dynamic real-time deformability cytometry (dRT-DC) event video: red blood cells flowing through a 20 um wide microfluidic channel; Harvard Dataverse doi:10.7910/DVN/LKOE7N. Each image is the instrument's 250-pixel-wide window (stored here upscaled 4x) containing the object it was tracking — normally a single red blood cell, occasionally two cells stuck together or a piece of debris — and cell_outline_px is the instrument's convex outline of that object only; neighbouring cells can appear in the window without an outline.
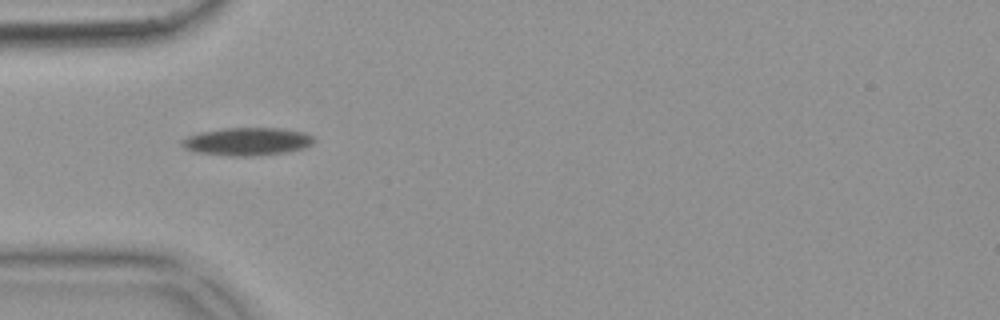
{"species": "common noctule bat (a hibernating species)", "species_latin": "Nyctalus noctula", "temperature_condition": "warm", "stored_images_in_passage": 41, "camera_frame_rate_fps": 3000, "um_per_image_px": 0.085, "animal": {"sex": "female", "body_mass_g": 18.4}, "frame": {"image": 1, "passage_image": 1, "time_ms": 0.0, "image_size_px": [1000, 320], "cell_outline_px": [[316, 140], [312, 144], [304, 148], [284, 152], [256, 156], [232, 156], [196, 152], [184, 148], [180, 144], [180, 140], [188, 136], [200, 132], [224, 128], [280, 128], [304, 132], [312, 136]], "centroid_in_image_um": [21.0, 12.02], "position_along_channel_um": 64.0, "area_um2": 21.5}}
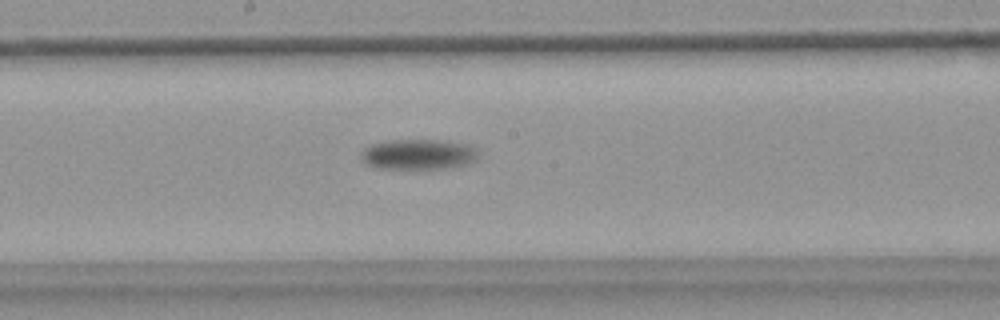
{"frame": {"image": 2, "passage_image": 14, "time_ms": 4.333, "image_size_px": [1000, 320], "cell_outline_px": [[476, 160], [464, 164], [448, 168], [380, 168], [368, 164], [360, 160], [360, 156], [364, 148], [372, 144], [392, 140], [436, 140], [464, 144], [476, 148]], "centroid_in_image_um": [35.51, 13.12], "position_along_channel_um": 212.7, "area_um2": 20.29}}
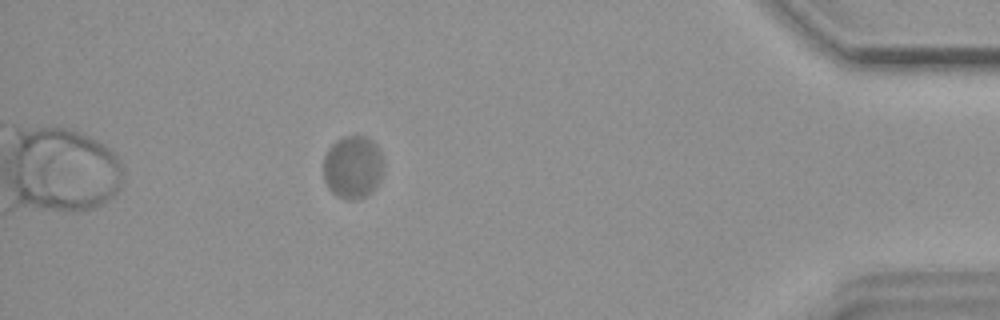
{"frame": {"image": 3, "passage_image": 35, "time_ms": 11.333, "image_size_px": [1000, 320], "cell_outline_px": [[384, 172], [376, 188], [364, 196], [356, 200], [352, 200], [336, 196], [328, 188], [324, 180], [324, 156], [328, 148], [336, 140], [344, 136], [364, 136], [372, 140], [376, 144], [384, 160]], "centroid_in_image_um": [30.01, 14.2], "position_along_channel_um": 405.2, "area_um2": 22.37}, "authors_computed_cell_mechanics": {"area_um2": 21.675, "velocity_mm_per_s": 3.4667, "shape_relaxation_time_tau1_ms": 5.4069, "shape_relaxation_time_tau2_ms": null, "deformation_change_tau1": 0.1272, "deformation_change_tau2": null}}